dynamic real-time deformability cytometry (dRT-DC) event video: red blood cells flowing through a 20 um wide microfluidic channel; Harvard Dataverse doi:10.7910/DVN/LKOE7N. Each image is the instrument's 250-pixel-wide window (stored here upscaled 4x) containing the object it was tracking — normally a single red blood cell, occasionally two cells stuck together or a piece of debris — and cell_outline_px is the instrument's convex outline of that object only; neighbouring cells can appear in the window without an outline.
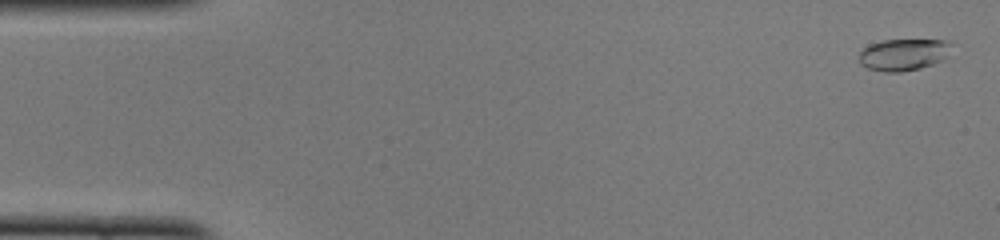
{"species": "common noctule bat (a hibernating species)", "species_latin": "Nyctalus noctula", "temperature_condition": "cold", "stored_images_in_passage": 51, "camera_frame_rate_fps": 3000, "um_per_image_px": 0.085, "animal": {"sex": "female", "body_mass_g": 22.0, "forearm_length_mm": 56.7}, "frame": {"image": 1, "passage_image": 2, "time_ms": 0.333, "image_size_px": [1000, 240], "cell_outline_px": [[948, 44], [944, 56], [940, 60], [932, 64], [920, 68], [900, 72], [884, 72], [868, 68], [860, 64], [860, 52], [868, 44], [884, 40], [948, 40]], "centroid_in_image_um": [76.7, 4.64], "position_along_channel_um": 8.3, "area_um2": 16.65}}
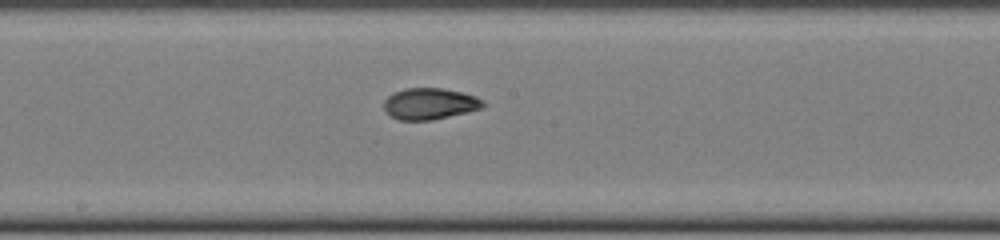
{"frame": {"image": 2, "passage_image": 27, "time_ms": 8.667, "image_size_px": [1000, 240], "cell_outline_px": [[484, 104], [480, 108], [432, 120], [400, 120], [388, 116], [384, 112], [384, 100], [388, 96], [404, 88], [444, 88], [476, 96], [484, 100]], "centroid_in_image_um": [36.47, 8.81], "position_along_channel_um": 211.7, "area_um2": 18.03}}
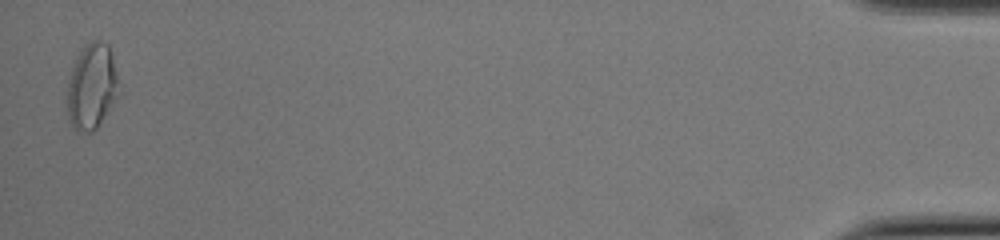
{"frame": {"image": 3, "passage_image": 50, "time_ms": 16.333, "image_size_px": [1000, 240], "cell_outline_px": [[120, 92], [96, 128], [92, 132], [76, 132], [72, 128], [68, 120], [64, 104], [68, 80], [72, 68], [80, 52], [92, 40], [100, 40], [108, 44], [120, 80]], "centroid_in_image_um": [7.77, 7.4], "position_along_channel_um": 427.4, "area_um2": 26.3}, "authors_computed_cell_mechanics": {"area_um2": 17.8024, "velocity_mm_per_s": 4.0086, "shape_relaxation_time_tau1_ms": 3.4203, "shape_relaxation_time_tau2_ms": 1.144, "deformation_change_tau1": 0.1687, "deformation_change_tau2": 0.0556}}